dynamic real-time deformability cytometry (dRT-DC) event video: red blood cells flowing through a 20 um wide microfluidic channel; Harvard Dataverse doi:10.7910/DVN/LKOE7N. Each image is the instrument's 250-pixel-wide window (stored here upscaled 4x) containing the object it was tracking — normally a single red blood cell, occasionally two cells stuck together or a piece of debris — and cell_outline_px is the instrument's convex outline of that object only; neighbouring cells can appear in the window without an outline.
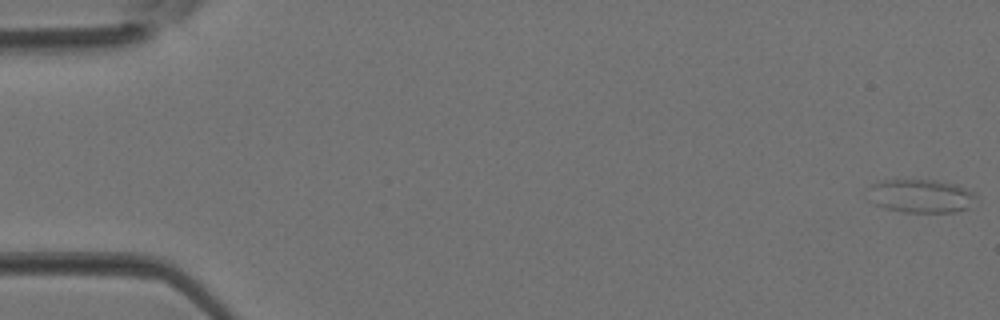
{"species": "Egyptian fruit bat (a non-hibernating species)", "species_latin": "Rousettus aegyptiacus", "temperature_condition": "room temperature", "stored_images_in_passage": 4, "camera_frame_rate_fps": 3000, "um_per_image_px": 0.085, "animal": {"sex": "female"}, "frame": {"image": 1, "passage_image": 1, "time_ms": 0.0, "image_size_px": [1000, 320], "cell_outline_px": [[976, 196], [968, 208], [956, 212], [904, 212], [884, 208], [868, 200], [872, 184], [884, 180], [936, 180], [956, 184], [976, 192]], "centroid_in_image_um": [78.3, 16.66], "position_along_channel_um": 6.7, "area_um2": 21.04}}
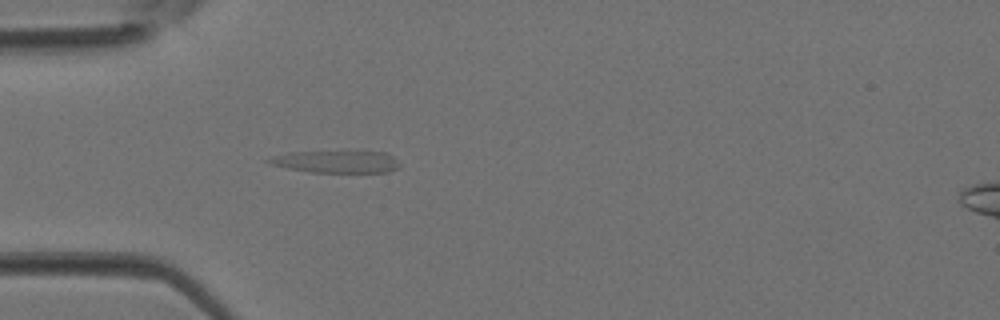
{"frame": {"image": 2, "passage_image": 4, "time_ms": 1.0, "image_size_px": [1000, 320], "cell_outline_px": [[400, 168], [388, 172], [312, 172], [288, 168], [272, 164], [264, 160], [288, 152], [384, 152], [392, 156], [400, 164]], "centroid_in_image_um": [28.63, 13.75], "position_along_channel_um": 56.4, "area_um2": 16.59}}